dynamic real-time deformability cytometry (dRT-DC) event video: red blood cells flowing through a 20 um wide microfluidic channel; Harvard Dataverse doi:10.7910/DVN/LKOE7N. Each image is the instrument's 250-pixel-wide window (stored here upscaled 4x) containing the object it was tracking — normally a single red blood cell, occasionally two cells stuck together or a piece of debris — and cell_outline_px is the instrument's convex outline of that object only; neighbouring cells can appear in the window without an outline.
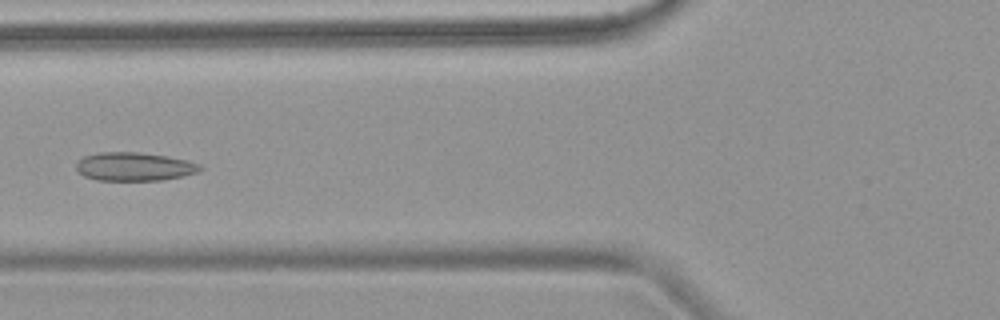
{"species": "common noctule bat (a hibernating species)", "species_latin": "Nyctalus noctula", "temperature_condition": "warm", "stored_images_in_passage": 5, "camera_frame_rate_fps": 3000, "um_per_image_px": 0.085, "animal": {"sex": "female", "body_mass_g": 18.4}, "frame": {"image": 1, "passage_image": 4, "time_ms": 4.667, "image_size_px": [1000, 320], "cell_outline_px": [[204, 168], [196, 172], [184, 176], [160, 180], [96, 180], [84, 176], [76, 168], [76, 160], [84, 156], [100, 152], [140, 152], [168, 156], [188, 160], [200, 164]], "centroid_in_image_um": [11.42, 14.15], "position_along_channel_um": 114.4, "area_um2": 20.69}}
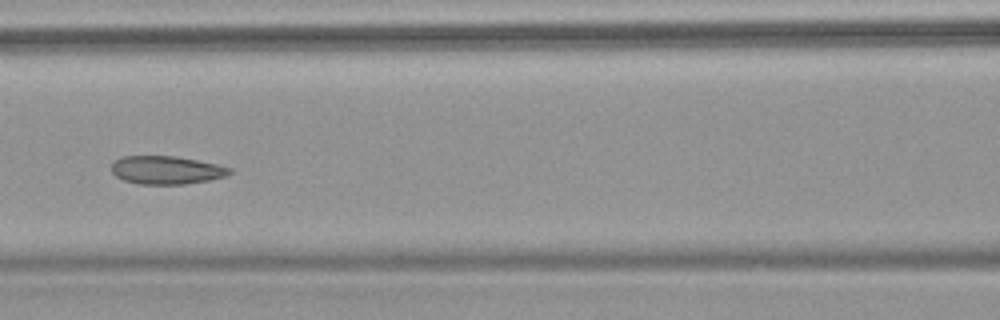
{"frame": {"image": 2, "passage_image": 5, "time_ms": 5.667, "image_size_px": [1000, 320], "cell_outline_px": [[232, 172], [224, 176], [208, 180], [184, 184], [140, 184], [124, 180], [116, 176], [112, 172], [112, 160], [120, 156], [176, 156], [216, 164], [232, 168]], "centroid_in_image_um": [14.1, 14.44], "position_along_channel_um": 152.5, "area_um2": 19.36}}